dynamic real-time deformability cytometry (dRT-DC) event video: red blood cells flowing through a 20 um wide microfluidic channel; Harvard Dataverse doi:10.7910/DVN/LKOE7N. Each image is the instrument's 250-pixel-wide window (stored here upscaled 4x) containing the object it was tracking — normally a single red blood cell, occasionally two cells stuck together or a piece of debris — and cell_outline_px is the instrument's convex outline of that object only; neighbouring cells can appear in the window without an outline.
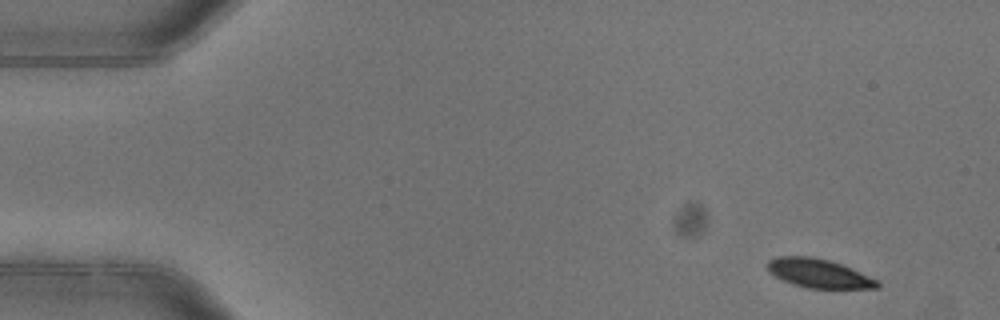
{"species": "common noctule bat (a hibernating species)", "species_latin": "Nyctalus noctula", "temperature_condition": "warm", "stored_images_in_passage": 5, "segment_of_instrument_passage": [1, 2], "camera_frame_rate_fps": 3000, "um_per_image_px": 0.085, "animal": {"sex": "female"}, "frame": {"image": 1, "passage_image": 1, "time_ms": 0.0, "image_size_px": [1000, 320], "cell_outline_px": [[880, 288], [808, 288], [792, 284], [768, 272], [764, 264], [768, 260], [776, 256], [812, 256], [828, 260], [852, 268], [880, 280]], "centroid_in_image_um": [69.58, 23.22], "position_along_channel_um": 15.4, "area_um2": 18.73}}